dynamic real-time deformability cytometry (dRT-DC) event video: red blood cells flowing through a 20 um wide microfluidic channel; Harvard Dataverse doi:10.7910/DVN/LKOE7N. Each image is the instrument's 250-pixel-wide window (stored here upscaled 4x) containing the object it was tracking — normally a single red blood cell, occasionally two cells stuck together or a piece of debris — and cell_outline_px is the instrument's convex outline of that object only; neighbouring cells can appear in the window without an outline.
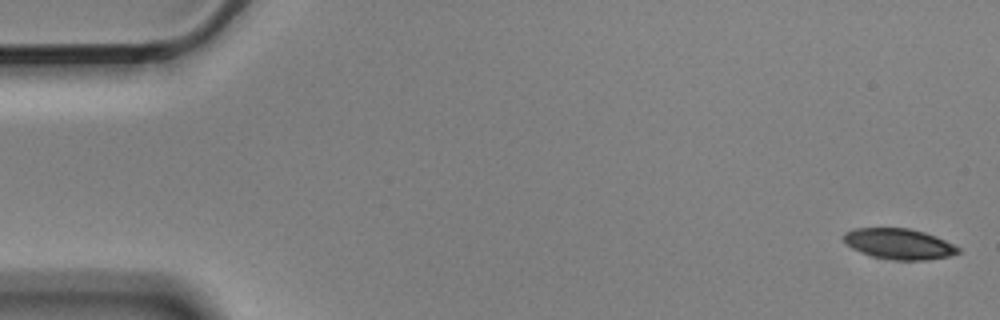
{"species": "Egyptian fruit bat (a non-hibernating species)", "species_latin": "Rousettus aegyptiacus", "temperature_condition": "cold", "stored_images_in_passage": 5, "camera_frame_rate_fps": 3000, "um_per_image_px": 0.085, "animal": {"sex": "male"}, "frame": {"image": 1, "passage_image": 1, "time_ms": 0.0, "image_size_px": [1000, 320], "cell_outline_px": [[960, 252], [948, 256], [924, 260], [896, 260], [872, 256], [860, 252], [852, 248], [844, 240], [844, 232], [852, 228], [908, 228], [924, 232], [936, 236], [960, 248]], "centroid_in_image_um": [76.4, 20.72], "position_along_channel_um": 8.6, "area_um2": 20.29}}
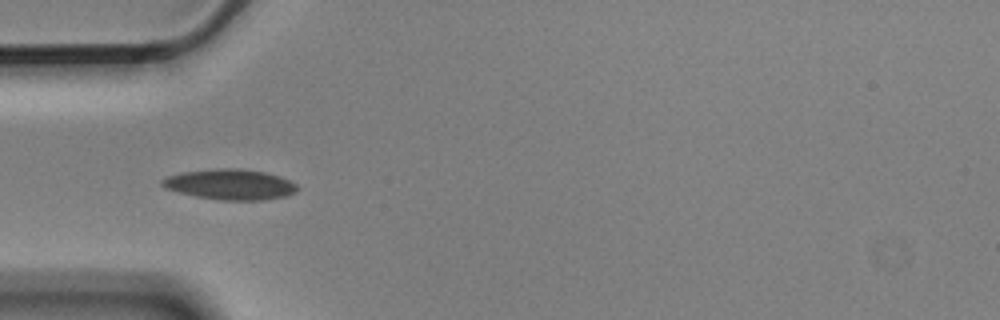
{"frame": {"image": 2, "passage_image": 5, "time_ms": 1.333, "image_size_px": [1000, 320], "cell_outline_px": [[300, 188], [296, 192], [284, 196], [260, 200], [220, 200], [196, 196], [164, 188], [160, 184], [160, 180], [168, 176], [184, 172], [216, 168], [240, 168], [264, 172], [280, 176], [296, 184]], "centroid_in_image_um": [19.56, 15.67], "position_along_channel_um": 65.4, "area_um2": 23.93}}